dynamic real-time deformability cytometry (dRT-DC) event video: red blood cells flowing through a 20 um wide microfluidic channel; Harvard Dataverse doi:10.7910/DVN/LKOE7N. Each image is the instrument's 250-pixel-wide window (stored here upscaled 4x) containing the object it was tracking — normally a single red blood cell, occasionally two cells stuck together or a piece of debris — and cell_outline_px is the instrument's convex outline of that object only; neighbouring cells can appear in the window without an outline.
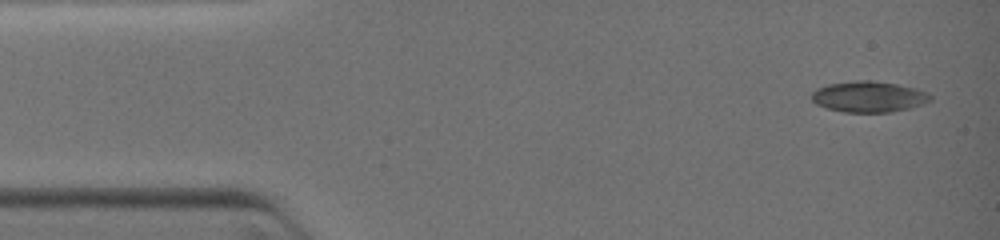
{"species": "common noctule bat (a hibernating species)", "species_latin": "Nyctalus noctula", "temperature_condition": "warm", "stored_images_in_passage": 4, "camera_frame_rate_fps": 3000, "um_per_image_px": 0.085, "animal": {"sex": "female", "body_mass_g": 19.0, "forearm_length_mm": 51.5}, "frame": {"image": 1, "passage_image": 1, "time_ms": 0.0, "image_size_px": [1000, 240], "cell_outline_px": [[932, 100], [908, 108], [892, 112], [844, 112], [828, 108], [816, 104], [812, 100], [812, 92], [816, 88], [828, 84], [856, 80], [872, 80], [896, 84], [916, 88], [928, 92], [932, 96]], "centroid_in_image_um": [73.84, 8.21], "position_along_channel_um": 11.2, "area_um2": 21.39}}
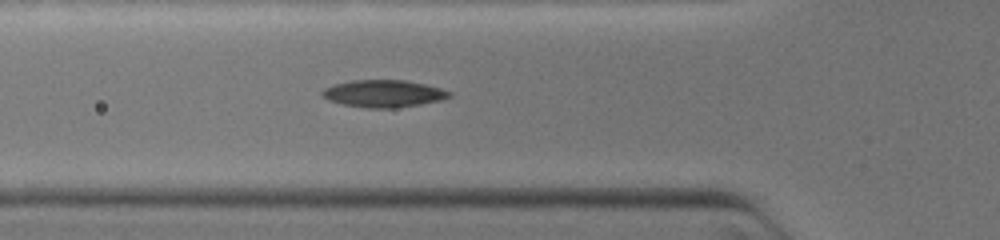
{"frame": {"image": 2, "passage_image": 4, "time_ms": 3.667, "image_size_px": [1000, 240], "cell_outline_px": [[452, 96], [440, 100], [420, 104], [396, 108], [364, 108], [344, 104], [328, 100], [320, 96], [320, 92], [324, 88], [332, 84], [352, 80], [404, 80], [424, 84], [440, 88], [452, 92]], "centroid_in_image_um": [32.56, 7.95], "position_along_channel_um": 93.2, "area_um2": 20.29}}